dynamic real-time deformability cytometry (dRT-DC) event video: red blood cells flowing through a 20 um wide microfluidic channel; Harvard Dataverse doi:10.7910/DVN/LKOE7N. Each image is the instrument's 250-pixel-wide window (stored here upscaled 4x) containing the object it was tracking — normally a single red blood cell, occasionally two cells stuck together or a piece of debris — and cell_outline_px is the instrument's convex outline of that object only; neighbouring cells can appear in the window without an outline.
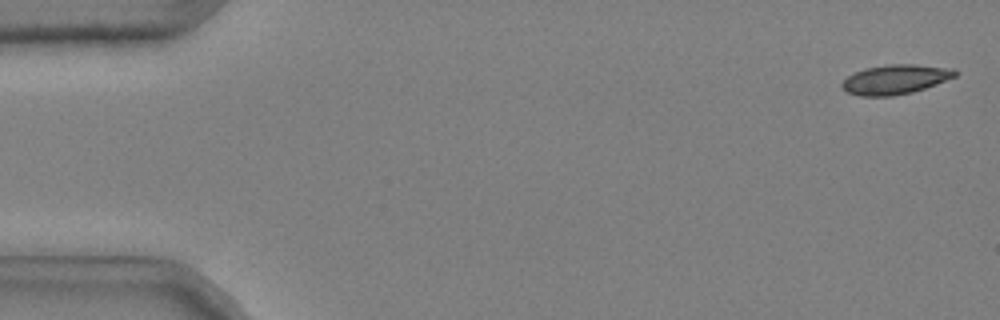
{"species": "common noctule bat (a hibernating species)", "species_latin": "Nyctalus noctula", "temperature_condition": "cold", "stored_images_in_passage": 9, "camera_frame_rate_fps": 3000, "um_per_image_px": 0.085, "animal": {"sex": "male", "body_mass_g": 20.4}, "frame": {"image": 1, "passage_image": 2, "time_ms": 0.333, "image_size_px": [1000, 320], "cell_outline_px": [[960, 72], [956, 76], [936, 84], [912, 92], [892, 96], [860, 96], [848, 92], [840, 84], [848, 76], [864, 68], [888, 64], [916, 64], [956, 68]], "centroid_in_image_um": [76.15, 6.73], "position_along_channel_um": 8.8, "area_um2": 19.54}}